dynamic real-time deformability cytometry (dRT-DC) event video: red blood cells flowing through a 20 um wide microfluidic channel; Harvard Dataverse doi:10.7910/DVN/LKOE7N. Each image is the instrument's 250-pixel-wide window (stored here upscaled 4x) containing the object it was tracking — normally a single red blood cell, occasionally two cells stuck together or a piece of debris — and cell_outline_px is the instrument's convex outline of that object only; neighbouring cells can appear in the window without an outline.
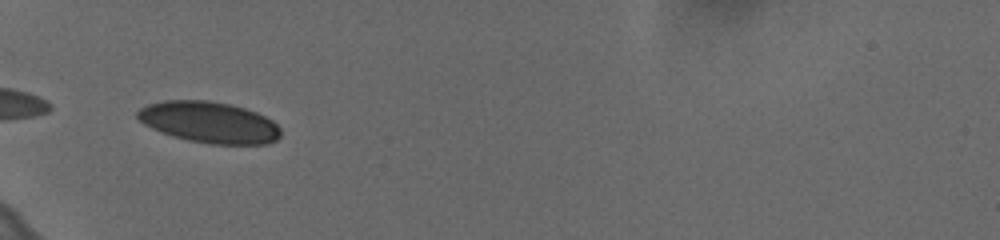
{"species": "human", "species_latin": "Homo sapiens", "temperature_condition": "cold", "stored_images_in_passage": 9, "camera_frame_rate_fps": 3000, "um_per_image_px": 0.085, "donor": {"sex": "female"}, "frame": {"image": 1, "passage_image": 1, "time_ms": 0.0, "image_size_px": [1000, 240], "cell_outline_px": [[280, 136], [276, 140], [268, 144], [212, 144], [188, 140], [172, 136], [152, 128], [144, 124], [136, 116], [136, 112], [140, 108], [148, 104], [164, 100], [208, 100], [228, 104], [244, 108], [256, 112], [272, 120], [280, 128]], "centroid_in_image_um": [17.78, 10.39], "position_along_channel_um": 67.2, "area_um2": 34.33}}